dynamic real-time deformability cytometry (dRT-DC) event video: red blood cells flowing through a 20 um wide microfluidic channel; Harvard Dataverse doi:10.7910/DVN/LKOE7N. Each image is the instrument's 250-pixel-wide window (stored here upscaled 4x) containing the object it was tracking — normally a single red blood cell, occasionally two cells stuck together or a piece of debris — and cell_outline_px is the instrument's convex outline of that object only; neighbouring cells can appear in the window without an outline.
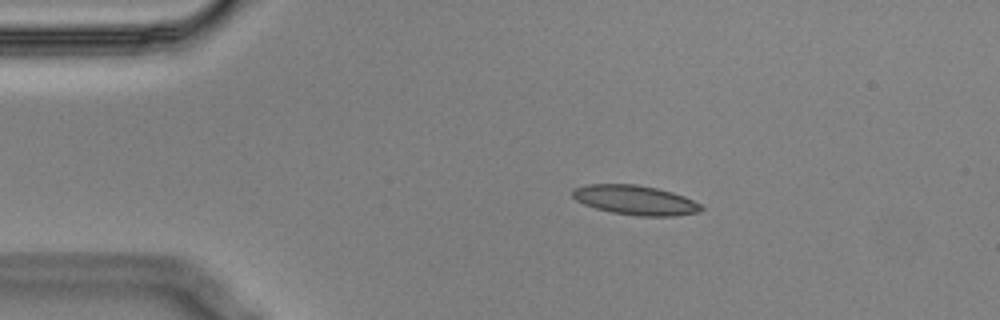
{"species": "Egyptian fruit bat (a non-hibernating species)", "species_latin": "Rousettus aegyptiacus", "temperature_condition": "cold", "stored_images_in_passage": 52, "camera_frame_rate_fps": 3000, "um_per_image_px": 0.085, "animal": {"sex": "male"}, "frame": {"image": 1, "passage_image": 7, "time_ms": 2.0, "image_size_px": [1000, 320], "cell_outline_px": [[704, 208], [696, 212], [676, 216], [636, 216], [612, 212], [596, 208], [584, 204], [576, 200], [572, 196], [572, 188], [588, 184], [636, 184], [656, 188], [672, 192], [684, 196], [700, 204]], "centroid_in_image_um": [53.97, 17.0], "position_along_channel_um": 31.0, "area_um2": 22.08}}
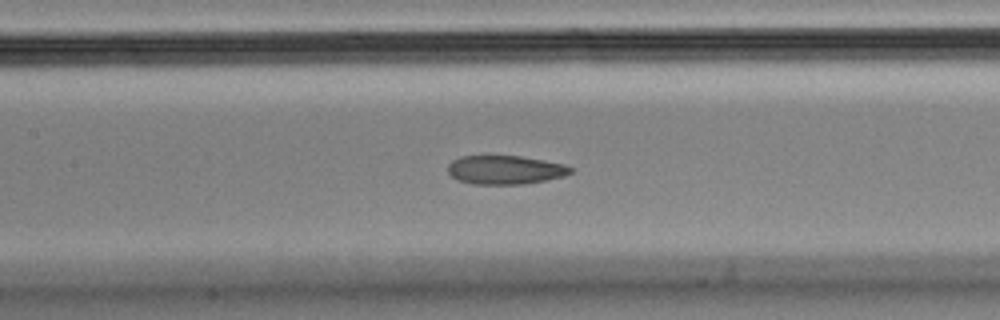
{"frame": {"image": 2, "passage_image": 22, "time_ms": 7.0, "image_size_px": [1000, 320], "cell_outline_px": [[572, 172], [564, 176], [544, 180], [520, 184], [472, 184], [456, 180], [448, 172], [448, 164], [452, 160], [460, 156], [520, 156], [544, 160], [564, 164], [572, 168]], "centroid_in_image_um": [42.9, 14.43], "position_along_channel_um": 164.5, "area_um2": 20.52}}
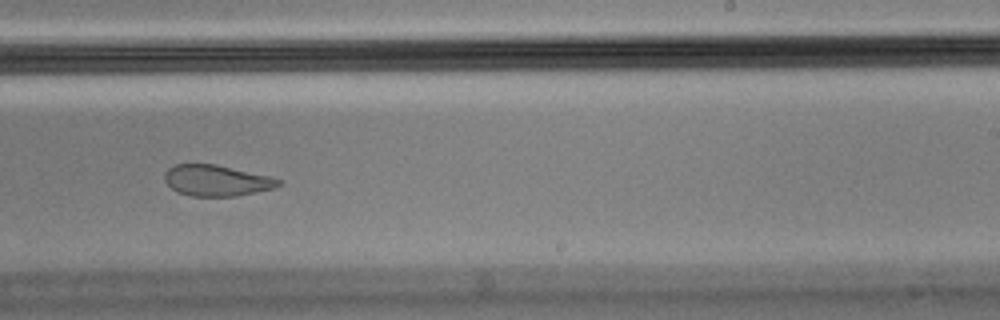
{"frame": {"image": 3, "passage_image": 31, "time_ms": 10.0, "image_size_px": [1000, 320], "cell_outline_px": [[280, 184], [272, 188], [256, 192], [236, 196], [192, 196], [176, 192], [164, 180], [164, 172], [168, 168], [176, 164], [216, 164], [268, 176], [280, 180]], "centroid_in_image_um": [18.35, 15.34], "position_along_channel_um": 270.7, "area_um2": 20.4}, "authors_computed_cell_mechanics": {"area_um2": 22.1374, "velocity_mm_per_s": 3.5478, "shape_relaxation_time_tau1_ms": null, "shape_relaxation_time_tau2_ms": 2.1406, "deformation_change_tau1": null, "deformation_change_tau2": 0.0804}}